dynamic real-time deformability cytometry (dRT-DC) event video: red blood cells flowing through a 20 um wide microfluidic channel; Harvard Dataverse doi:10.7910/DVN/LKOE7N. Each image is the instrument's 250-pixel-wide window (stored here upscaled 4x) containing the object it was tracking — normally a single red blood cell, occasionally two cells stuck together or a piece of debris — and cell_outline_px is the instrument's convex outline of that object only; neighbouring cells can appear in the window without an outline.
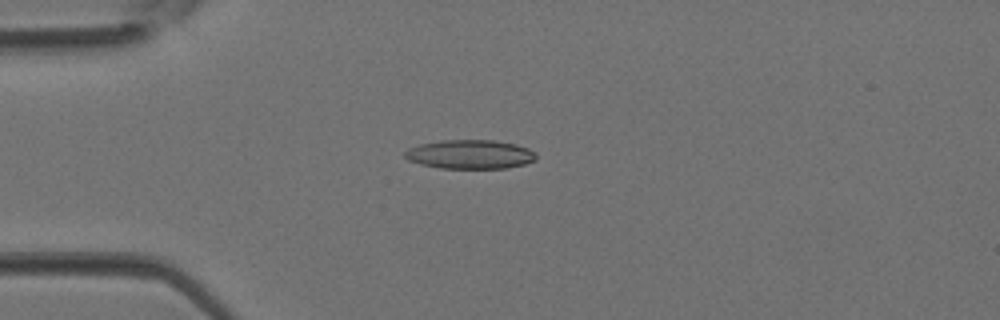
{"species": "Egyptian fruit bat (a non-hibernating species)", "species_latin": "Rousettus aegyptiacus", "temperature_condition": "room temperature", "stored_images_in_passage": 4, "camera_frame_rate_fps": 3000, "um_per_image_px": 0.085, "animal": {"sex": "female"}, "frame": {"image": 1, "passage_image": 3, "time_ms": 0.667, "image_size_px": [1000, 320], "cell_outline_px": [[536, 160], [524, 164], [508, 168], [440, 168], [420, 164], [408, 160], [404, 156], [404, 152], [408, 148], [420, 144], [440, 140], [492, 140], [516, 144], [528, 148], [536, 152]], "centroid_in_image_um": [39.96, 13.12], "position_along_channel_um": 45.0, "area_um2": 22.31}}